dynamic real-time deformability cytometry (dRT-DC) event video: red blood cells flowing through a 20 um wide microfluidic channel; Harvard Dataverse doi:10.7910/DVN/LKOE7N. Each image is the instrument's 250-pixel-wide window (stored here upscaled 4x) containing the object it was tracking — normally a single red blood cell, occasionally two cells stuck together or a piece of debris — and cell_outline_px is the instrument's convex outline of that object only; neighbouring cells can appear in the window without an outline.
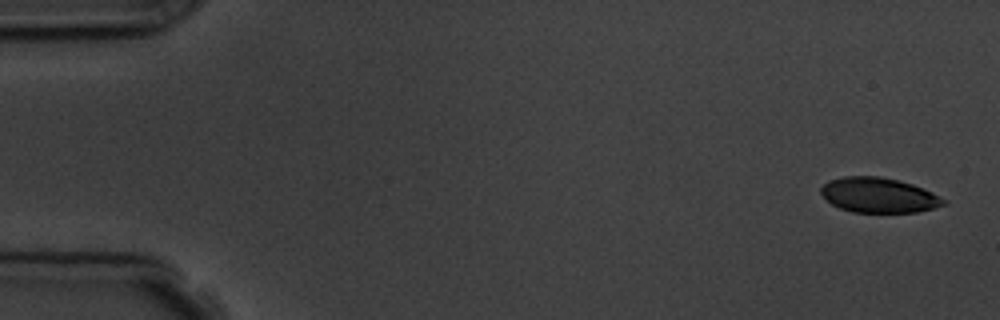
{"species": "common noctule bat (a hibernating species)", "species_latin": "Nyctalus noctula", "temperature_condition": "room temperature", "stored_images_in_passage": 5, "camera_frame_rate_fps": 3000, "um_per_image_px": 0.085, "animal": {"sex": "male", "body_mass_g": 19.5, "forearm_length_mm": 54.6}, "frame": {"image": 1, "passage_image": 1, "time_ms": 0.0, "image_size_px": [1000, 320], "cell_outline_px": [[948, 204], [916, 212], [852, 212], [840, 208], [832, 204], [820, 192], [820, 188], [828, 180], [844, 176], [880, 176], [900, 180], [912, 184], [932, 192], [948, 200]], "centroid_in_image_um": [74.71, 16.58], "position_along_channel_um": 10.3, "area_um2": 25.09}}
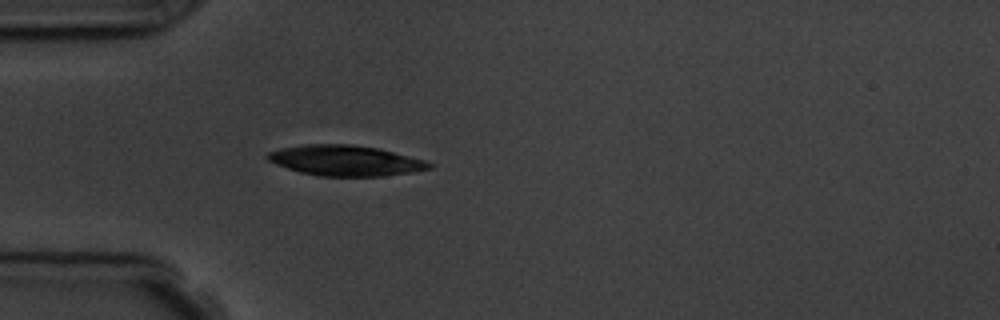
{"frame": {"image": 2, "passage_image": 5, "time_ms": 4.667, "image_size_px": [1000, 320], "cell_outline_px": [[432, 168], [408, 172], [380, 176], [320, 176], [300, 172], [276, 164], [268, 160], [264, 156], [268, 152], [280, 148], [304, 144], [352, 144], [376, 148], [424, 160], [432, 164]], "centroid_in_image_um": [29.29, 13.64], "position_along_channel_um": 55.7, "area_um2": 28.38}}